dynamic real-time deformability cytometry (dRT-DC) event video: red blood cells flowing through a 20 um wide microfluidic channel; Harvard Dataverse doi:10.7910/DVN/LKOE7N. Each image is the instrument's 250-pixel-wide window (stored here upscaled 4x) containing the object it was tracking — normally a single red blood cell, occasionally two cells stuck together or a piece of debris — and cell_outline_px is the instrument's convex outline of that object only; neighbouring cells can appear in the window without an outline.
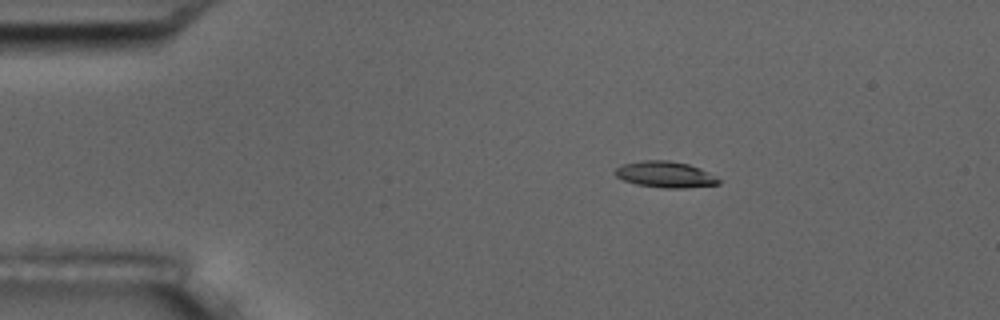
{"species": "common noctule bat (a hibernating species)", "species_latin": "Nyctalus noctula", "temperature_condition": "room temperature", "stored_images_in_passage": 4, "camera_frame_rate_fps": 3000, "um_per_image_px": 0.085, "animal": {"sex": "male", "body_mass_g": 17.5, "forearm_length_mm": 52.3}, "frame": {"image": 1, "passage_image": 2, "time_ms": 1.0, "image_size_px": [1000, 320], "cell_outline_px": [[724, 180], [720, 184], [684, 188], [664, 188], [636, 184], [624, 180], [616, 176], [612, 172], [616, 168], [624, 164], [644, 160], [668, 160], [688, 164], [700, 168]], "centroid_in_image_um": [56.58, 14.83], "position_along_channel_um": 28.4, "area_um2": 15.9}}
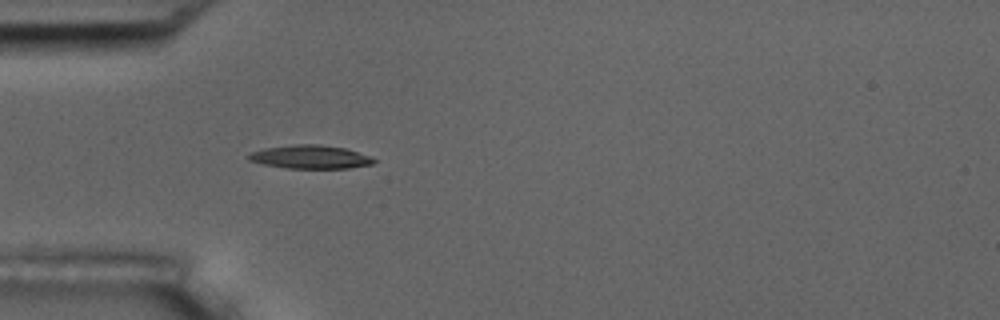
{"frame": {"image": 2, "passage_image": 4, "time_ms": 3.333, "image_size_px": [1000, 320], "cell_outline_px": [[376, 160], [372, 164], [348, 168], [288, 168], [264, 164], [248, 160], [248, 152], [264, 148], [292, 144], [320, 144], [344, 148], [372, 156]], "centroid_in_image_um": [26.36, 13.33], "position_along_channel_um": 58.6, "area_um2": 17.17}}